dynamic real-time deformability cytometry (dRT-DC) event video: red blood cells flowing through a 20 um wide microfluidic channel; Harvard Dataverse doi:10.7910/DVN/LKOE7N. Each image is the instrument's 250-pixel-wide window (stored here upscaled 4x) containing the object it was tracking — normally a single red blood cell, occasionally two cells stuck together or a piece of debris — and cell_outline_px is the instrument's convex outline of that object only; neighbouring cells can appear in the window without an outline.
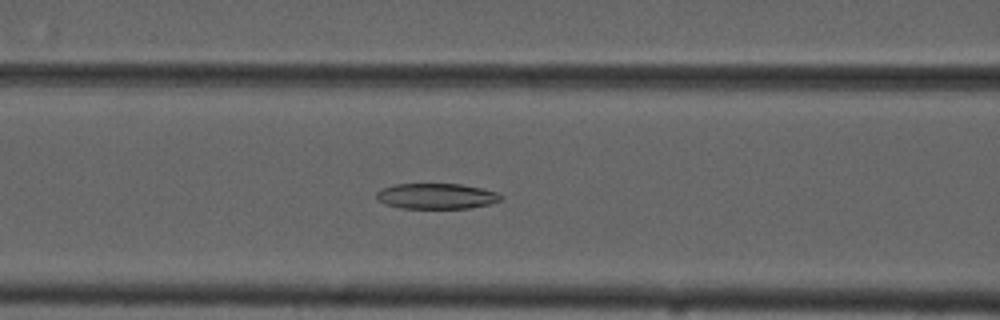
{"species": "common noctule bat (a hibernating species)", "species_latin": "Nyctalus noctula", "temperature_condition": "cold", "stored_images_in_passage": 55, "camera_frame_rate_fps": 3000, "um_per_image_px": 0.085, "animal": {"sex": "male", "forearm_length_mm": 52.5}, "frame": {"image": 1, "passage_image": 23, "time_ms": 7.333, "image_size_px": [1000, 320], "cell_outline_px": [[504, 196], [500, 200], [488, 204], [468, 208], [400, 208], [384, 204], [376, 196], [376, 192], [380, 188], [392, 184], [460, 184], [480, 188], [496, 192]], "centroid_in_image_um": [37.05, 16.66], "position_along_channel_um": 129.6, "area_um2": 18.5}}
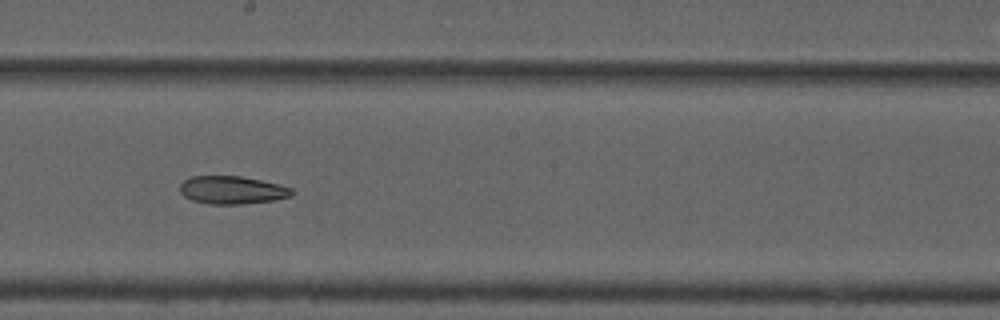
{"frame": {"image": 2, "passage_image": 31, "time_ms": 10.0, "image_size_px": [1000, 320], "cell_outline_px": [[296, 192], [292, 196], [272, 200], [240, 204], [208, 204], [192, 200], [184, 196], [180, 192], [180, 184], [184, 180], [192, 176], [240, 176], [280, 184], [292, 188]], "centroid_in_image_um": [19.74, 16.15], "position_along_channel_um": 228.5, "area_um2": 18.26}}
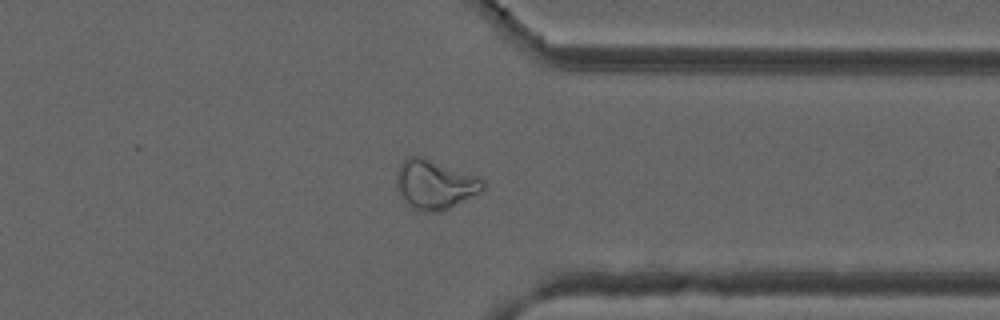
{"frame": {"image": 3, "passage_image": 43, "time_ms": 14.0, "image_size_px": [1000, 320], "cell_outline_px": [[488, 184], [480, 192], [444, 212], [424, 212], [412, 208], [404, 200], [396, 188], [396, 172], [400, 164], [404, 160], [412, 156], [424, 156], [480, 176]], "centroid_in_image_um": [37.0, 15.68], "position_along_channel_um": 374.4, "area_um2": 25.49}, "authors_computed_cell_mechanics": {"area_um2": 22.8888, "velocity_mm_per_s": 3.7173, "shape_relaxation_time_tau1_ms": null, "shape_relaxation_time_tau2_ms": 10.8645, "deformation_change_tau1": null, "deformation_change_tau2": 0.2208}}